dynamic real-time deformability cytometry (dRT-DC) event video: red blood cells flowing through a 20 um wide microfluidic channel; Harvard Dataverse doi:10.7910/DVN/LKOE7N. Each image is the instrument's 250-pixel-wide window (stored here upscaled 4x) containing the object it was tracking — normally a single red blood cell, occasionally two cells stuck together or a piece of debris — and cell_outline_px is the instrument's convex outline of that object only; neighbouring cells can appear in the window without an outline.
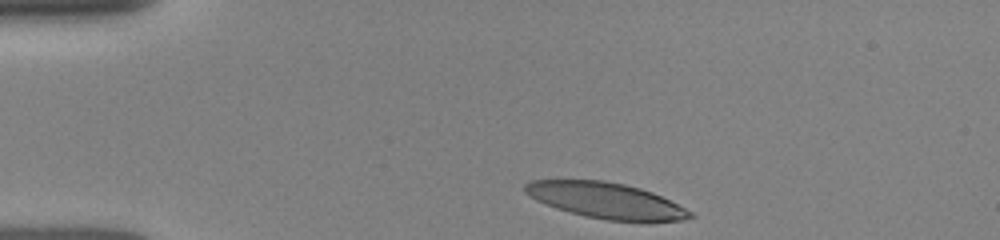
{"species": "human", "species_latin": "Homo sapiens", "temperature_condition": "room temperature", "stored_images_in_passage": 15, "camera_frame_rate_fps": 3000, "um_per_image_px": 0.085, "donor": {"sex": "female"}, "frame": {"image": 1, "passage_image": 1, "time_ms": 0.0, "image_size_px": [1000, 240], "cell_outline_px": [[696, 216], [684, 220], [608, 220], [584, 216], [556, 208], [536, 200], [524, 192], [524, 184], [532, 180], [604, 180], [624, 184], [640, 188], [652, 192], [692, 212]], "centroid_in_image_um": [51.45, 17.02], "position_along_channel_um": 33.5, "area_um2": 33.87}}
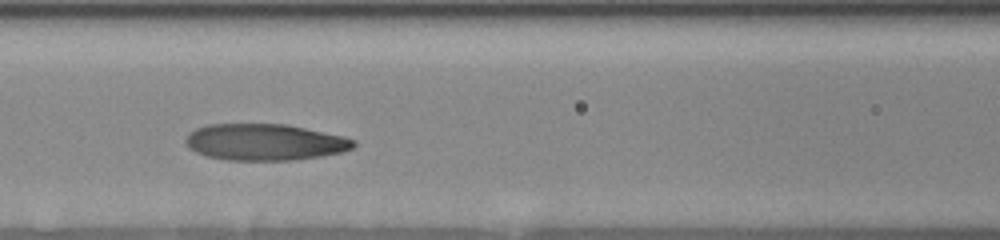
{"frame": {"image": 2, "passage_image": 9, "time_ms": 4.0, "image_size_px": [1000, 240], "cell_outline_px": [[356, 144], [352, 148], [340, 152], [320, 156], [296, 160], [224, 160], [208, 156], [196, 152], [188, 148], [184, 140], [188, 132], [196, 128], [208, 124], [284, 124], [344, 136], [356, 140]], "centroid_in_image_um": [22.46, 12.08], "position_along_channel_um": 144.1, "area_um2": 35.78}}
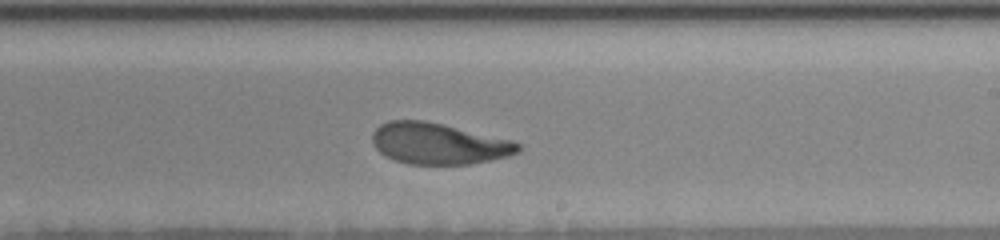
{"frame": {"image": 3, "passage_image": 15, "time_ms": 6.667, "image_size_px": [1000, 240], "cell_outline_px": [[520, 152], [508, 156], [492, 160], [468, 164], [408, 164], [392, 160], [384, 156], [372, 144], [372, 132], [380, 124], [388, 120], [424, 120], [444, 124], [512, 140], [520, 144]], "centroid_in_image_um": [37.25, 12.2], "position_along_channel_um": 251.8, "area_um2": 35.32}}